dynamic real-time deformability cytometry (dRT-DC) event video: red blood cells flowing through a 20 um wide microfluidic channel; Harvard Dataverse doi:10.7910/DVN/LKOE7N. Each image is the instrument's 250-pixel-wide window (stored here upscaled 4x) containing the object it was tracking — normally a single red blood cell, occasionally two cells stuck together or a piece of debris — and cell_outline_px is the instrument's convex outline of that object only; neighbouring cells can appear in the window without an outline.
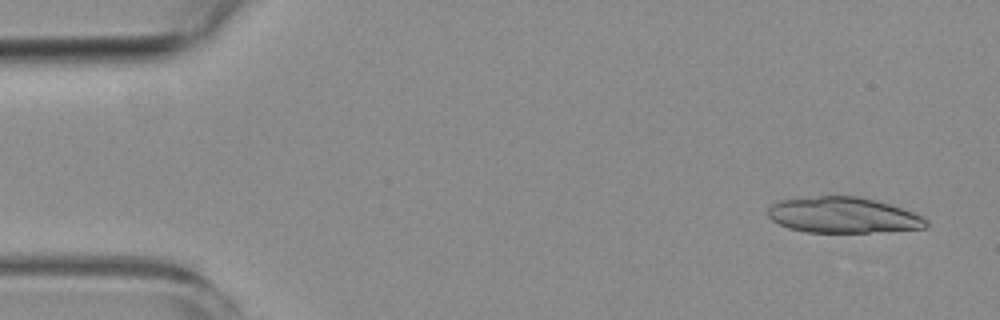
{"species": "common noctule bat (a hibernating species)", "species_latin": "Nyctalus noctula", "temperature_condition": "room temperature", "stored_images_in_passage": 3, "camera_frame_rate_fps": 3000, "um_per_image_px": 0.085, "animal": {"sex": "female", "body_mass_g": 19.3, "forearm_length_mm": 54.1}, "frame": {"image": 1, "passage_image": 1, "time_ms": 0.0, "image_size_px": [1000, 320], "cell_outline_px": [[928, 224], [924, 228], [868, 232], [808, 232], [788, 228], [772, 220], [768, 216], [768, 208], [776, 200], [820, 196], [856, 196], [876, 200], [924, 216], [928, 220]], "centroid_in_image_um": [71.64, 18.28], "position_along_channel_um": 13.4, "area_um2": 32.83}}